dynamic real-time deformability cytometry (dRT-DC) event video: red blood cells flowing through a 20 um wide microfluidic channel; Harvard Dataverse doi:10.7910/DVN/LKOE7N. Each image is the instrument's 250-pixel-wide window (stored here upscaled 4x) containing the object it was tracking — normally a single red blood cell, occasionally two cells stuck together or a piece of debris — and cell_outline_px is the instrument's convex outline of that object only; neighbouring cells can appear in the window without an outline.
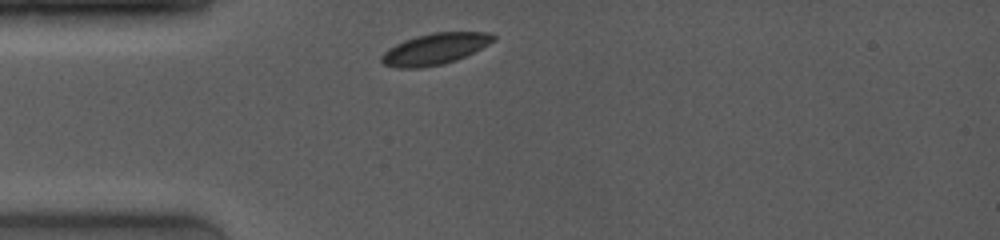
{"species": "common noctule bat (a hibernating species)", "species_latin": "Nyctalus noctula", "temperature_condition": "room temperature", "stored_images_in_passage": 2, "camera_frame_rate_fps": 4000, "um_per_image_px": 0.085, "animal": {"sex": "female", "body_mass_g": 19.0, "forearm_length_mm": 53.3}, "frame": {"image": 1, "passage_image": 1, "time_ms": 0.0, "image_size_px": [1000, 240], "cell_outline_px": [[496, 40], [456, 60], [444, 64], [420, 68], [396, 68], [384, 64], [380, 60], [380, 56], [388, 48], [396, 44], [416, 36], [432, 32], [492, 32], [496, 36]], "centroid_in_image_um": [36.96, 4.16], "position_along_channel_um": 48.0, "area_um2": 20.35}}